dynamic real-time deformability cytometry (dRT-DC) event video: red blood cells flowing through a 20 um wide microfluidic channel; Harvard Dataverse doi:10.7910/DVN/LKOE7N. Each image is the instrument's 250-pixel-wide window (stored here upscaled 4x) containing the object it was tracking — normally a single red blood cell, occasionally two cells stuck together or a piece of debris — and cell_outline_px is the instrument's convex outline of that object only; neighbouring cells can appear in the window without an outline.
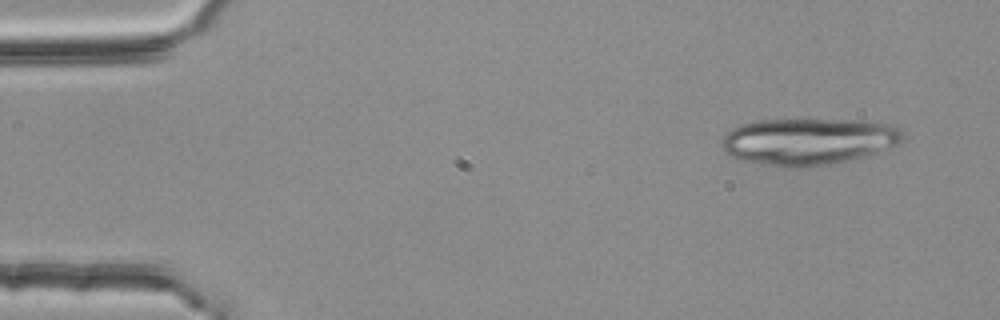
{"species": "common noctule bat (a hibernating species)", "species_latin": "Nyctalus noctula", "temperature_condition": "room temperature", "stored_images_in_passage": 4, "camera_frame_rate_fps": 3000, "um_per_image_px": 0.085, "animal": {"sex": "female", "body_mass_g": 25.1}, "frame": {"image": 1, "passage_image": 4, "time_ms": 1.0, "image_size_px": [1000, 320], "cell_outline_px": [[904, 140], [896, 144], [876, 152], [864, 156], [832, 164], [804, 168], [788, 168], [744, 160], [732, 156], [724, 152], [724, 136], [732, 128], [744, 124], [760, 120], [864, 120], [892, 124], [900, 128], [904, 136]], "centroid_in_image_um": [68.77, 12.02], "position_along_channel_um": 16.2, "area_um2": 49.07}}